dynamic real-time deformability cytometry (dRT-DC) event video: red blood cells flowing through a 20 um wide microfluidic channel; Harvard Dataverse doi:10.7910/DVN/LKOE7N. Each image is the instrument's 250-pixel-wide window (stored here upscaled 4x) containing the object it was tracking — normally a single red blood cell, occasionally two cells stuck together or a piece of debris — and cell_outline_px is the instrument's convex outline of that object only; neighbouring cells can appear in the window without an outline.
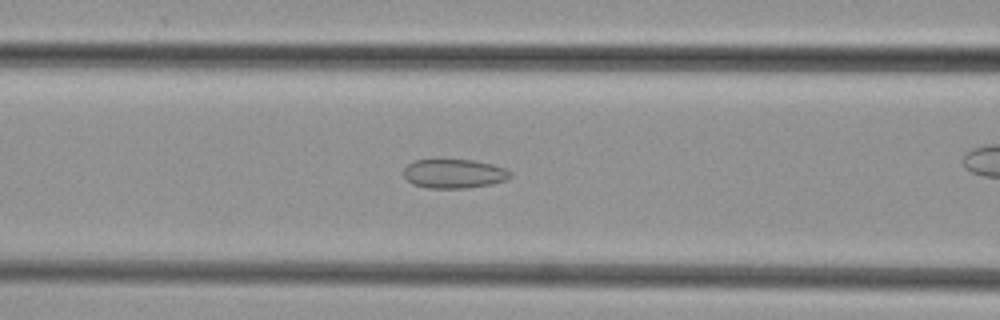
{"species": "common noctule bat (a hibernating species)", "species_latin": "Nyctalus noctula", "temperature_condition": "cold", "stored_images_in_passage": 39, "camera_frame_rate_fps": 3000, "um_per_image_px": 0.085, "animal": {"sex": "female", "body_mass_g": 29.2, "forearm_length_mm": 56.3}, "frame": {"image": 1, "passage_image": 20, "time_ms": 6.333, "image_size_px": [1000, 320], "cell_outline_px": [[512, 176], [508, 180], [492, 184], [464, 188], [428, 188], [412, 184], [404, 176], [404, 168], [408, 164], [416, 160], [472, 160], [492, 164], [504, 168], [512, 172]], "centroid_in_image_um": [38.62, 14.77], "position_along_channel_um": 128.0, "area_um2": 18.09}}
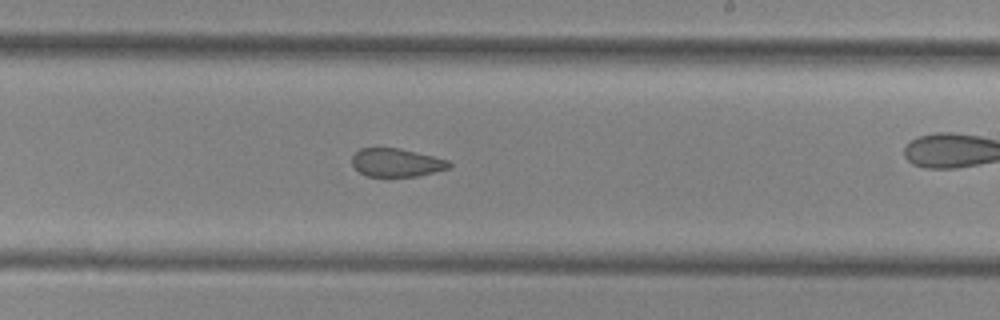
{"frame": {"image": 2, "passage_image": 29, "time_ms": 9.333, "image_size_px": [1000, 320], "cell_outline_px": [[452, 164], [448, 168], [416, 176], [368, 176], [360, 172], [352, 164], [352, 156], [360, 148], [400, 148], [448, 160]], "centroid_in_image_um": [33.68, 13.81], "position_along_channel_um": 255.3, "area_um2": 15.72}}
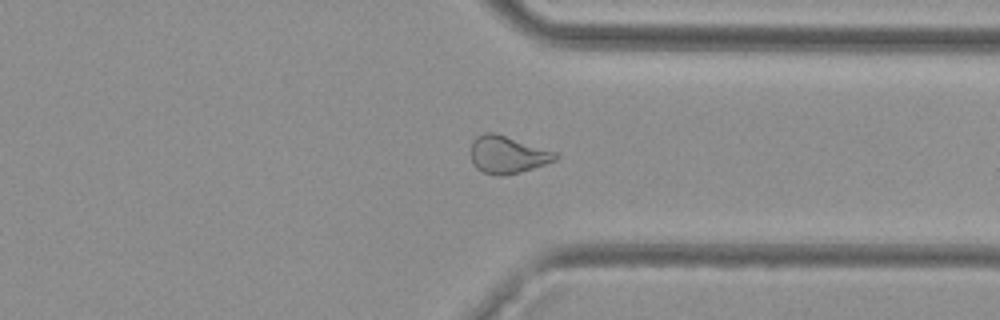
{"frame": {"image": 3, "passage_image": 37, "time_ms": 12.0, "image_size_px": [1000, 320], "cell_outline_px": [[560, 156], [556, 160], [520, 172], [500, 176], [496, 176], [484, 172], [476, 168], [472, 164], [472, 140], [476, 136], [484, 132], [496, 132], [556, 152]], "centroid_in_image_um": [43.13, 13.13], "position_along_channel_um": 368.3, "area_um2": 18.5}}